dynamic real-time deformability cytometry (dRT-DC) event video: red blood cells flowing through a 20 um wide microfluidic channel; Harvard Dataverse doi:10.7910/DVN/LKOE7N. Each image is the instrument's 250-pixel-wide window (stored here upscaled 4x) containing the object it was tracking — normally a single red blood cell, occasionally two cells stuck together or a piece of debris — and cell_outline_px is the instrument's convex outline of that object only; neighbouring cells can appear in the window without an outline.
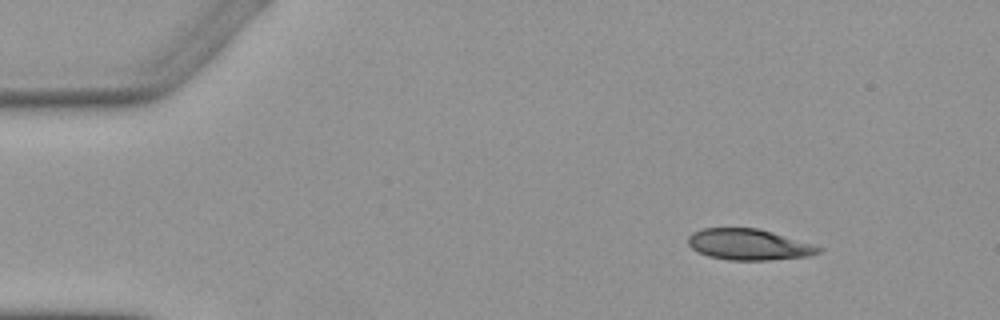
{"species": "Egyptian fruit bat (a non-hibernating species)", "species_latin": "Rousettus aegyptiacus", "temperature_condition": "warm", "stored_images_in_passage": 5, "camera_frame_rate_fps": 3000, "um_per_image_px": 0.085, "animal": {"sex": "female"}, "frame": {"image": 1, "passage_image": 1, "time_ms": 0.0, "image_size_px": [1000, 320], "cell_outline_px": [[824, 248], [820, 252], [808, 256], [768, 260], [728, 260], [708, 256], [692, 248], [688, 244], [688, 236], [692, 232], [704, 228], [760, 228], [812, 244]], "centroid_in_image_um": [63.64, 20.78], "position_along_channel_um": 21.4, "area_um2": 23.52}}
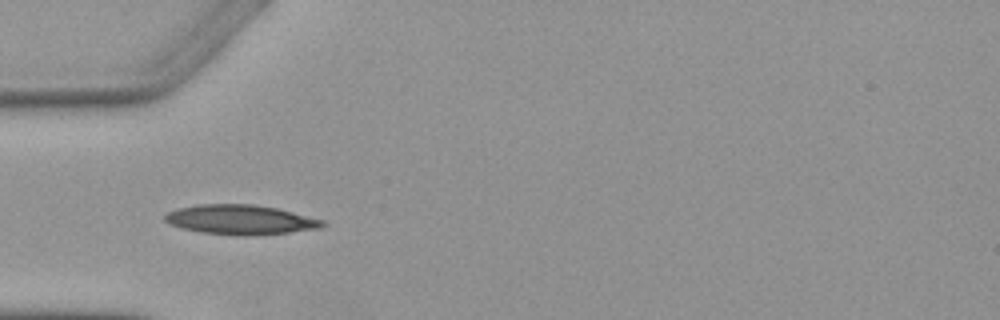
{"frame": {"image": 2, "passage_image": 4, "time_ms": 3.333, "image_size_px": [1000, 320], "cell_outline_px": [[328, 224], [320, 228], [288, 232], [248, 236], [244, 236], [200, 232], [184, 228], [172, 224], [164, 220], [164, 216], [168, 212], [176, 208], [200, 204], [252, 204], [276, 208], [324, 220]], "centroid_in_image_um": [20.45, 18.67], "position_along_channel_um": 64.6, "area_um2": 27.05}}
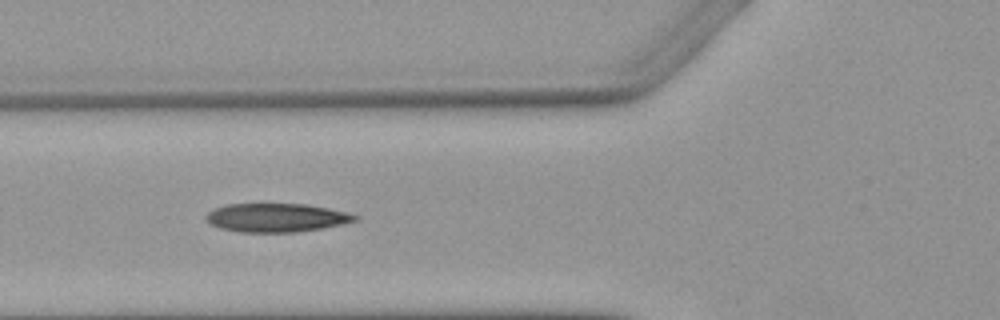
{"frame": {"image": 3, "passage_image": 5, "time_ms": 4.333, "image_size_px": [1000, 320], "cell_outline_px": [[360, 220], [324, 228], [296, 232], [240, 232], [220, 228], [208, 224], [204, 220], [204, 216], [212, 208], [228, 204], [304, 204], [328, 208], [348, 212], [360, 216]], "centroid_in_image_um": [23.48, 18.5], "position_along_channel_um": 102.3, "area_um2": 25.2}}